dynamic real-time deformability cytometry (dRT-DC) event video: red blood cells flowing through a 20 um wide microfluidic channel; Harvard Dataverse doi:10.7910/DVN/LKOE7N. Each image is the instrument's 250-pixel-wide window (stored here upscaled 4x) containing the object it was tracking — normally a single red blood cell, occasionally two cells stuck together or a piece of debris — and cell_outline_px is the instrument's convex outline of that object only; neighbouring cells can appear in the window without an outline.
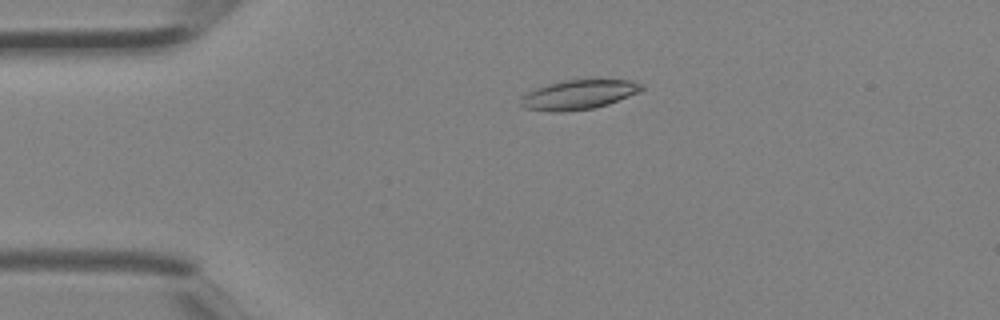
{"species": "Egyptian fruit bat (a non-hibernating species)", "species_latin": "Rousettus aegyptiacus", "temperature_condition": "room temperature", "stored_images_in_passage": 3, "camera_frame_rate_fps": 3000, "um_per_image_px": 0.085, "animal": {"sex": "female"}, "frame": {"image": 1, "passage_image": 3, "time_ms": 0.667, "image_size_px": [1000, 320], "cell_outline_px": [[644, 88], [640, 92], [608, 104], [592, 108], [564, 112], [548, 112], [524, 108], [520, 104], [520, 96], [536, 88], [548, 84], [564, 80], [628, 80], [644, 84]], "centroid_in_image_um": [49.16, 8.05], "position_along_channel_um": 35.8, "area_um2": 20.81}}